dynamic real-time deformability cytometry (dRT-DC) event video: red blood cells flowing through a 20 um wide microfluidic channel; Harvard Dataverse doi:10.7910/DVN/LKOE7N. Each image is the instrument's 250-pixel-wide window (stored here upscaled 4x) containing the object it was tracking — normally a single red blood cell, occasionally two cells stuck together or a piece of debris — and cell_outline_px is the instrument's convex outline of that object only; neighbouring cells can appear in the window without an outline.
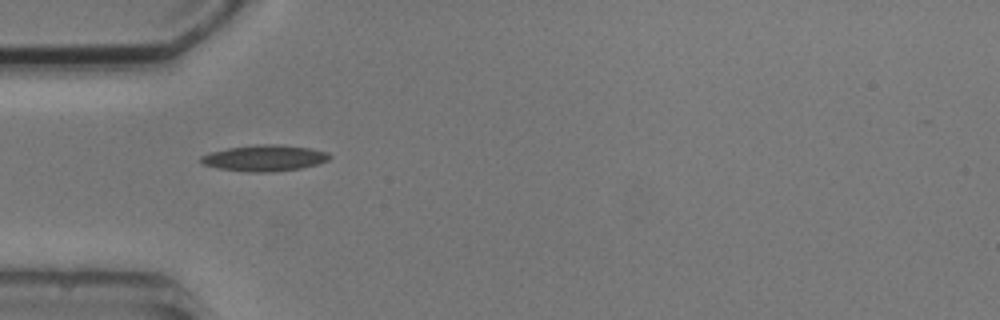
{"species": "common noctule bat (a hibernating species)", "species_latin": "Nyctalus noctula", "temperature_condition": "cold", "stored_images_in_passage": 7, "camera_frame_rate_fps": 3000, "um_per_image_px": 0.085, "animal": {"sex": "male", "body_mass_g": 20.5, "forearm_length_mm": 52.5}, "frame": {"image": 1, "passage_image": 1, "time_ms": 0.0, "image_size_px": [1000, 320], "cell_outline_px": [[332, 156], [328, 160], [320, 164], [300, 168], [272, 172], [248, 172], [220, 168], [200, 164], [200, 156], [208, 152], [228, 148], [256, 144], [276, 144], [308, 148], [328, 152]], "centroid_in_image_um": [22.47, 13.43], "position_along_channel_um": 62.5, "area_um2": 19.71}}
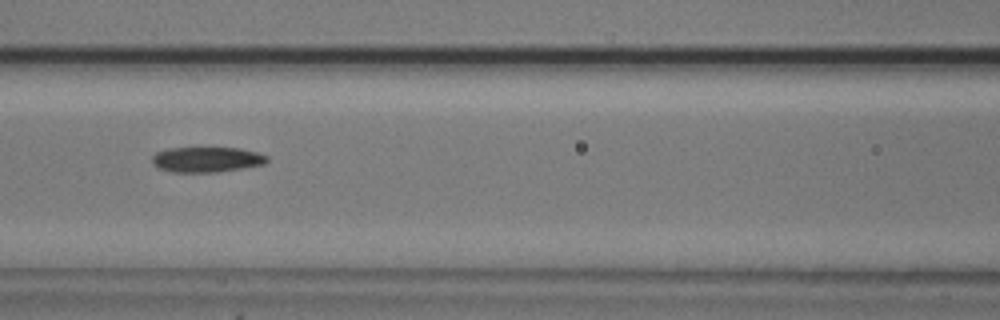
{"frame": {"image": 2, "passage_image": 3, "time_ms": 2.333, "image_size_px": [1000, 320], "cell_outline_px": [[268, 160], [264, 164], [216, 172], [172, 172], [160, 168], [152, 164], [152, 156], [156, 152], [168, 148], [240, 148], [256, 152], [268, 156]], "centroid_in_image_um": [17.54, 13.55], "position_along_channel_um": 149.1, "area_um2": 16.82}}